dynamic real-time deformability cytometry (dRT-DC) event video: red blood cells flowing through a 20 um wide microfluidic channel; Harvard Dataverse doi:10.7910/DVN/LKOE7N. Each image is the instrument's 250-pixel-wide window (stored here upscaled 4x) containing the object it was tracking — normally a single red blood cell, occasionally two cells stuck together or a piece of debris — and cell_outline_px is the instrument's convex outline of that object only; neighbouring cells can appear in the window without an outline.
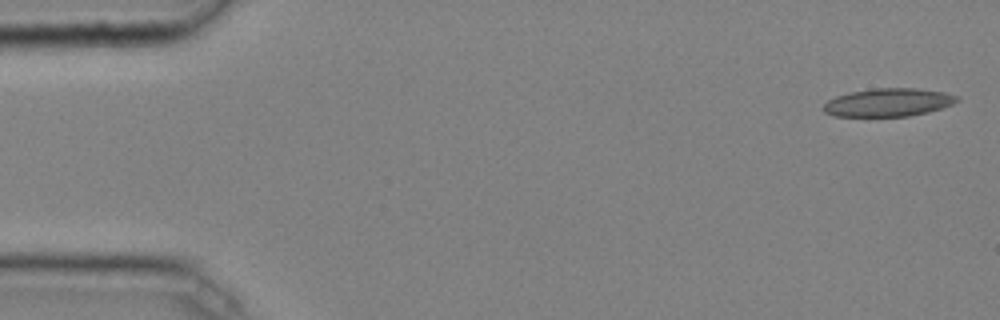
{"species": "common noctule bat (a hibernating species)", "species_latin": "Nyctalus noctula", "temperature_condition": "cold", "stored_images_in_passage": 44, "camera_frame_rate_fps": 3000, "um_per_image_px": 0.085, "animal": {"sex": "male", "body_mass_g": 20.4}, "frame": {"image": 1, "passage_image": 1, "time_ms": 0.0, "image_size_px": [1000, 320], "cell_outline_px": [[960, 100], [952, 104], [928, 112], [908, 116], [832, 116], [824, 112], [824, 104], [828, 100], [836, 96], [848, 92], [876, 88], [916, 88], [944, 92], [960, 96]], "centroid_in_image_um": [75.51, 8.7], "position_along_channel_um": 9.5, "area_um2": 21.91}}
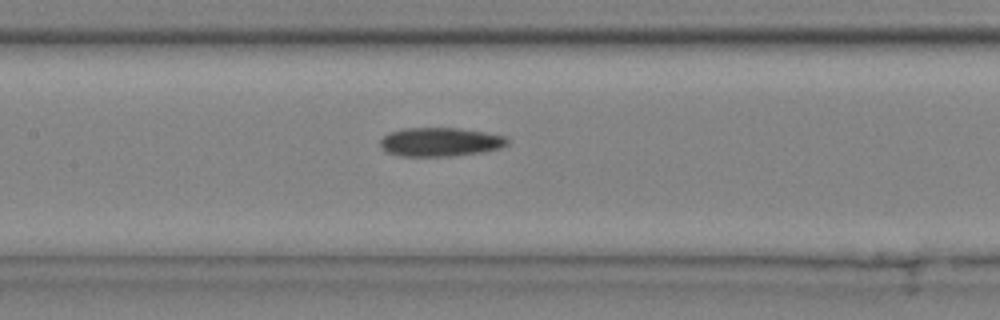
{"frame": {"image": 2, "passage_image": 22, "time_ms": 7.0, "image_size_px": [1000, 320], "cell_outline_px": [[508, 144], [500, 148], [480, 152], [452, 156], [400, 156], [388, 152], [380, 148], [380, 140], [388, 132], [404, 128], [460, 128], [484, 132], [504, 136], [508, 140]], "centroid_in_image_um": [37.38, 12.06], "position_along_channel_um": 170.0, "area_um2": 21.33}}
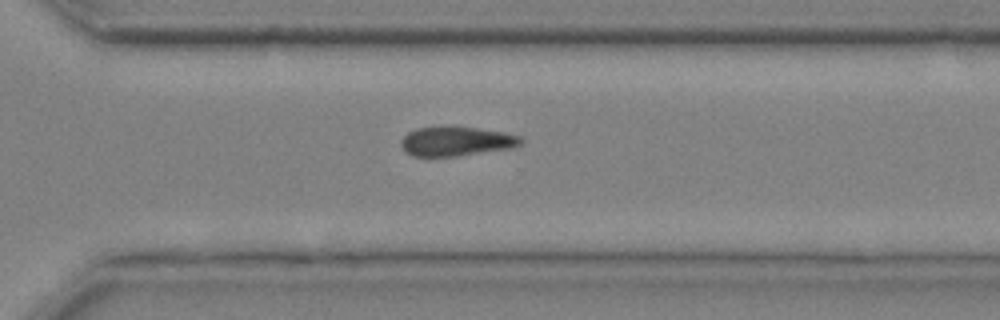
{"frame": {"image": 3, "passage_image": 34, "time_ms": 11.0, "image_size_px": [1000, 320], "cell_outline_px": [[524, 140], [520, 144], [512, 148], [456, 156], [412, 156], [404, 152], [400, 144], [400, 140], [408, 132], [416, 128], [476, 128], [504, 132], [520, 136]], "centroid_in_image_um": [38.77, 12.03], "position_along_channel_um": 331.8, "area_um2": 20.17}}